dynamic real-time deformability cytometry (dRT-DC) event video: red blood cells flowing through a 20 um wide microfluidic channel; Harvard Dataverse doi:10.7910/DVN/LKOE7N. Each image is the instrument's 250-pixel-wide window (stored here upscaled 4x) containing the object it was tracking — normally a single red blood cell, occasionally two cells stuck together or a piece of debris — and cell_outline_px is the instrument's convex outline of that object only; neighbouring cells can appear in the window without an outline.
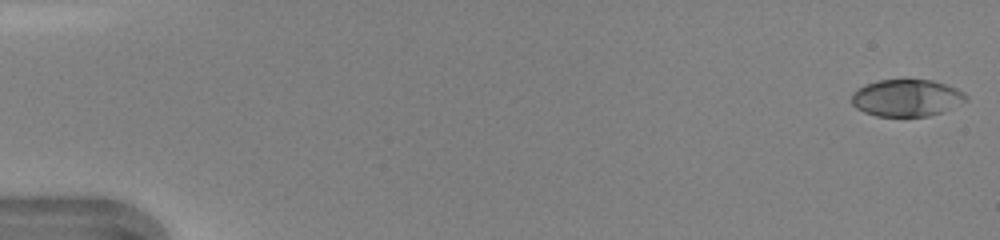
{"species": "human", "species_latin": "Homo sapiens", "temperature_condition": "warm", "stored_images_in_passage": 47, "camera_frame_rate_fps": 3000, "um_per_image_px": 0.085, "donor": {"sex": "female"}, "frame": {"image": 1, "passage_image": 1, "time_ms": 0.0, "image_size_px": [1000, 240], "cell_outline_px": [[968, 100], [940, 112], [928, 116], [876, 116], [864, 112], [856, 108], [852, 104], [852, 92], [864, 84], [880, 80], [932, 80], [956, 88], [964, 92], [968, 96]], "centroid_in_image_um": [77.04, 8.32], "position_along_channel_um": 8.0, "area_um2": 24.57}}
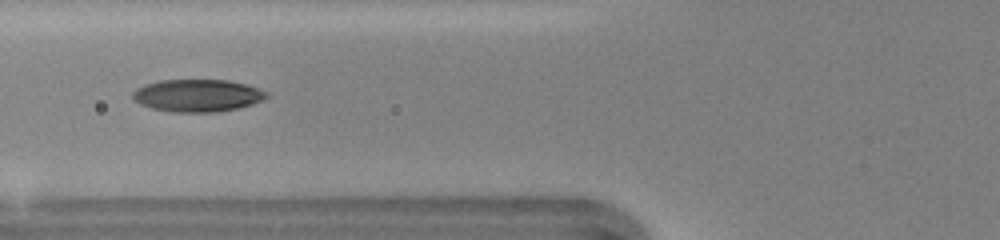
{"frame": {"image": 2, "passage_image": 19, "time_ms": 6.0, "image_size_px": [1000, 240], "cell_outline_px": [[268, 96], [264, 100], [252, 104], [236, 108], [216, 112], [172, 112], [152, 108], [140, 104], [132, 100], [132, 92], [136, 88], [144, 84], [160, 80], [228, 80], [244, 84], [268, 92]], "centroid_in_image_um": [16.74, 8.12], "position_along_channel_um": 109.1, "area_um2": 25.32}}
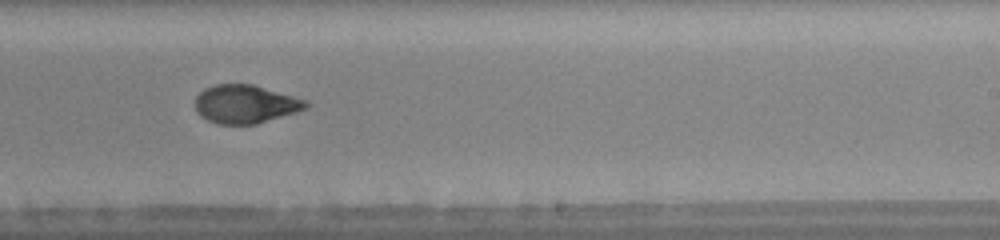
{"frame": {"image": 3, "passage_image": 30, "time_ms": 9.667, "image_size_px": [1000, 240], "cell_outline_px": [[308, 108], [296, 112], [256, 124], [216, 124], [200, 116], [196, 112], [196, 96], [204, 88], [216, 84], [252, 84], [292, 96], [304, 100], [308, 104]], "centroid_in_image_um": [20.81, 8.85], "position_along_channel_um": 268.2, "area_um2": 24.57}, "authors_computed_cell_mechanics": {"area_um2": 25.3164, "velocity_mm_per_s": 4.3404, "shape_relaxation_time_tau1_ms": 3.1444, "shape_relaxation_time_tau2_ms": 1.2462, "deformation_change_tau1": 0.1753, "deformation_change_tau2": 0.0617}}